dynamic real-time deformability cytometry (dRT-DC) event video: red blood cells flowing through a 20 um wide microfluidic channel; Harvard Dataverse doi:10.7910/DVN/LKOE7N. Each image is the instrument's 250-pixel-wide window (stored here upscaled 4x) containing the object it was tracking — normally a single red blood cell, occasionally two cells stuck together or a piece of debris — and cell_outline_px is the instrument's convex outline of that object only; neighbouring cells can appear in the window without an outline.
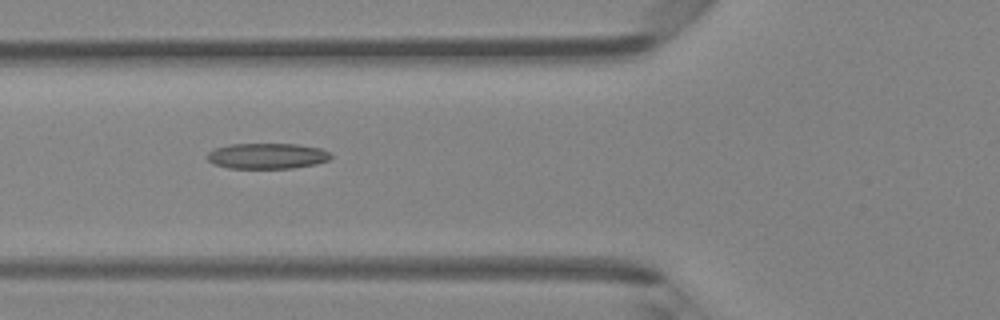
{"species": "Egyptian fruit bat (a non-hibernating species)", "species_latin": "Rousettus aegyptiacus", "temperature_condition": "room temperature", "stored_images_in_passage": 6, "camera_frame_rate_fps": 3000, "um_per_image_px": 0.085, "animal": {"sex": "female"}, "frame": {"image": 1, "passage_image": 6, "time_ms": 1.667, "image_size_px": [1000, 320], "cell_outline_px": [[332, 156], [328, 160], [316, 164], [292, 168], [228, 168], [212, 164], [208, 160], [208, 152], [216, 148], [228, 144], [296, 144], [320, 148], [328, 152]], "centroid_in_image_um": [22.69, 13.26], "position_along_channel_um": 103.1, "area_um2": 18.44}}